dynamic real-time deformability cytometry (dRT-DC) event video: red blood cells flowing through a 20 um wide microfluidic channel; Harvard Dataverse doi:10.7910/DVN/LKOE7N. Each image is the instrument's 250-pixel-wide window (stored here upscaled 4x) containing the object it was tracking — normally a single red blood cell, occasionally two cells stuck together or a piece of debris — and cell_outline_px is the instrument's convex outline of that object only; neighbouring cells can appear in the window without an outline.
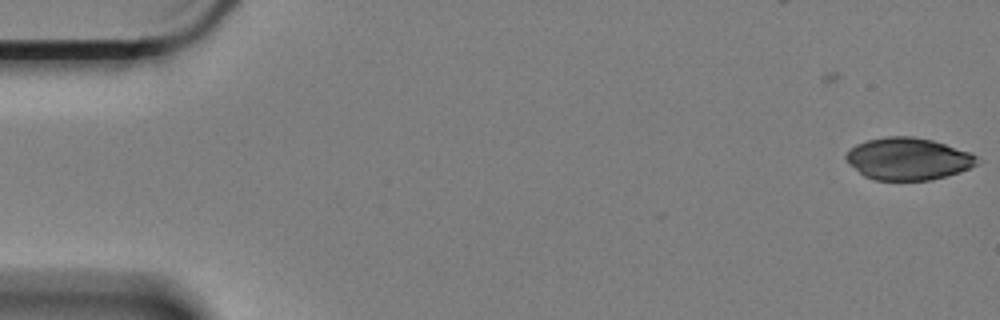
{"species": "Egyptian fruit bat (a non-hibernating species)", "species_latin": "Rousettus aegyptiacus", "temperature_condition": "cold", "stored_images_in_passage": 5, "camera_frame_rate_fps": 3000, "um_per_image_px": 0.085, "animal": {"sex": "female"}, "frame": {"image": 1, "passage_image": 5, "time_ms": 1.333, "image_size_px": [1000, 320], "cell_outline_px": [[976, 164], [960, 172], [932, 180], [876, 180], [864, 176], [844, 160], [844, 156], [856, 144], [868, 140], [884, 136], [912, 136], [932, 140], [968, 152], [976, 156]], "centroid_in_image_um": [77.13, 13.5], "position_along_channel_um": 7.9, "area_um2": 31.96}}